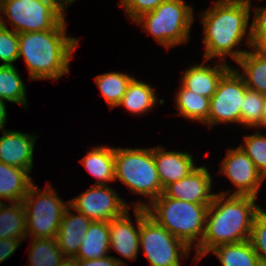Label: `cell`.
I'll return each mask as SVG.
<instances>
[{
    "instance_id": "6da1fadb",
    "label": "cell",
    "mask_w": 266,
    "mask_h": 266,
    "mask_svg": "<svg viewBox=\"0 0 266 266\" xmlns=\"http://www.w3.org/2000/svg\"><path fill=\"white\" fill-rule=\"evenodd\" d=\"M228 193L215 194L208 207L204 235L195 248L196 262L216 246L250 239L254 218L262 208L255 204L256 197L230 195L227 198Z\"/></svg>"
},
{
    "instance_id": "7a4b0ae2",
    "label": "cell",
    "mask_w": 266,
    "mask_h": 266,
    "mask_svg": "<svg viewBox=\"0 0 266 266\" xmlns=\"http://www.w3.org/2000/svg\"><path fill=\"white\" fill-rule=\"evenodd\" d=\"M250 0H218L213 7L204 10L202 23L204 27L203 43L205 47L204 62L228 55L237 62L246 50H234L247 33L246 45L251 47ZM248 29V30H247ZM248 31V32H247Z\"/></svg>"
},
{
    "instance_id": "3957f363",
    "label": "cell",
    "mask_w": 266,
    "mask_h": 266,
    "mask_svg": "<svg viewBox=\"0 0 266 266\" xmlns=\"http://www.w3.org/2000/svg\"><path fill=\"white\" fill-rule=\"evenodd\" d=\"M66 29L18 33L19 58L24 57L30 79L58 80L69 73V63L78 38L67 37Z\"/></svg>"
},
{
    "instance_id": "277c9868",
    "label": "cell",
    "mask_w": 266,
    "mask_h": 266,
    "mask_svg": "<svg viewBox=\"0 0 266 266\" xmlns=\"http://www.w3.org/2000/svg\"><path fill=\"white\" fill-rule=\"evenodd\" d=\"M209 205L172 199L162 193L151 203L139 201L135 206L133 204V208L145 207L151 218L189 248L197 241L194 245L196 248L204 235Z\"/></svg>"
},
{
    "instance_id": "5b68a950",
    "label": "cell",
    "mask_w": 266,
    "mask_h": 266,
    "mask_svg": "<svg viewBox=\"0 0 266 266\" xmlns=\"http://www.w3.org/2000/svg\"><path fill=\"white\" fill-rule=\"evenodd\" d=\"M193 20V7L184 0H164L153 11L142 14L133 22L143 24V29L158 44L170 49L189 41Z\"/></svg>"
},
{
    "instance_id": "8992f818",
    "label": "cell",
    "mask_w": 266,
    "mask_h": 266,
    "mask_svg": "<svg viewBox=\"0 0 266 266\" xmlns=\"http://www.w3.org/2000/svg\"><path fill=\"white\" fill-rule=\"evenodd\" d=\"M115 181L119 179L133 194L148 196L150 203L163 193L153 148H114Z\"/></svg>"
},
{
    "instance_id": "52a82bcc",
    "label": "cell",
    "mask_w": 266,
    "mask_h": 266,
    "mask_svg": "<svg viewBox=\"0 0 266 266\" xmlns=\"http://www.w3.org/2000/svg\"><path fill=\"white\" fill-rule=\"evenodd\" d=\"M61 0H0L3 13L16 33L66 29Z\"/></svg>"
},
{
    "instance_id": "ba28073f",
    "label": "cell",
    "mask_w": 266,
    "mask_h": 266,
    "mask_svg": "<svg viewBox=\"0 0 266 266\" xmlns=\"http://www.w3.org/2000/svg\"><path fill=\"white\" fill-rule=\"evenodd\" d=\"M41 192L33 183L22 201L26 211V237L56 238L69 201L66 205L48 184Z\"/></svg>"
},
{
    "instance_id": "9c48e42d",
    "label": "cell",
    "mask_w": 266,
    "mask_h": 266,
    "mask_svg": "<svg viewBox=\"0 0 266 266\" xmlns=\"http://www.w3.org/2000/svg\"><path fill=\"white\" fill-rule=\"evenodd\" d=\"M139 246L151 266H180V256L188 258L191 251L182 240L159 225L148 213L142 217Z\"/></svg>"
},
{
    "instance_id": "30bf717a",
    "label": "cell",
    "mask_w": 266,
    "mask_h": 266,
    "mask_svg": "<svg viewBox=\"0 0 266 266\" xmlns=\"http://www.w3.org/2000/svg\"><path fill=\"white\" fill-rule=\"evenodd\" d=\"M247 89L240 72L230 68L210 98L208 120L204 124L212 127L217 123H240L241 106Z\"/></svg>"
},
{
    "instance_id": "8fae6325",
    "label": "cell",
    "mask_w": 266,
    "mask_h": 266,
    "mask_svg": "<svg viewBox=\"0 0 266 266\" xmlns=\"http://www.w3.org/2000/svg\"><path fill=\"white\" fill-rule=\"evenodd\" d=\"M75 212L93 221H110L122 216L130 207L112 187L93 185L87 191L70 200Z\"/></svg>"
},
{
    "instance_id": "7c38bea8",
    "label": "cell",
    "mask_w": 266,
    "mask_h": 266,
    "mask_svg": "<svg viewBox=\"0 0 266 266\" xmlns=\"http://www.w3.org/2000/svg\"><path fill=\"white\" fill-rule=\"evenodd\" d=\"M221 167L222 174L224 173L230 182L237 187V190L231 195L257 197L265 178L240 146L236 149L227 150Z\"/></svg>"
},
{
    "instance_id": "4fadbf2b",
    "label": "cell",
    "mask_w": 266,
    "mask_h": 266,
    "mask_svg": "<svg viewBox=\"0 0 266 266\" xmlns=\"http://www.w3.org/2000/svg\"><path fill=\"white\" fill-rule=\"evenodd\" d=\"M212 177L205 166L196 167L184 178L170 183L163 190L166 197L197 204H211Z\"/></svg>"
},
{
    "instance_id": "5bb4252c",
    "label": "cell",
    "mask_w": 266,
    "mask_h": 266,
    "mask_svg": "<svg viewBox=\"0 0 266 266\" xmlns=\"http://www.w3.org/2000/svg\"><path fill=\"white\" fill-rule=\"evenodd\" d=\"M137 227L130 219L127 210L122 216L109 221L110 249L112 248L129 260L137 258L140 249V227L142 217L147 213L145 207H134Z\"/></svg>"
},
{
    "instance_id": "9a60e30c",
    "label": "cell",
    "mask_w": 266,
    "mask_h": 266,
    "mask_svg": "<svg viewBox=\"0 0 266 266\" xmlns=\"http://www.w3.org/2000/svg\"><path fill=\"white\" fill-rule=\"evenodd\" d=\"M2 132L0 162L25 169L30 173L33 168L34 143L37 136L4 129Z\"/></svg>"
},
{
    "instance_id": "2e32d148",
    "label": "cell",
    "mask_w": 266,
    "mask_h": 266,
    "mask_svg": "<svg viewBox=\"0 0 266 266\" xmlns=\"http://www.w3.org/2000/svg\"><path fill=\"white\" fill-rule=\"evenodd\" d=\"M153 156L163 189L170 183L184 178L196 168L192 154L188 152L166 151L159 146L153 147Z\"/></svg>"
},
{
    "instance_id": "e0dca14e",
    "label": "cell",
    "mask_w": 266,
    "mask_h": 266,
    "mask_svg": "<svg viewBox=\"0 0 266 266\" xmlns=\"http://www.w3.org/2000/svg\"><path fill=\"white\" fill-rule=\"evenodd\" d=\"M68 206L56 235L58 248L65 257H74L92 221L84 214H73Z\"/></svg>"
},
{
    "instance_id": "ac0fdd59",
    "label": "cell",
    "mask_w": 266,
    "mask_h": 266,
    "mask_svg": "<svg viewBox=\"0 0 266 266\" xmlns=\"http://www.w3.org/2000/svg\"><path fill=\"white\" fill-rule=\"evenodd\" d=\"M215 67L209 65L196 64L183 72L182 85L197 94L208 97L209 99L217 90V86L222 76L230 69L231 66L226 62L220 61Z\"/></svg>"
},
{
    "instance_id": "d6986e66",
    "label": "cell",
    "mask_w": 266,
    "mask_h": 266,
    "mask_svg": "<svg viewBox=\"0 0 266 266\" xmlns=\"http://www.w3.org/2000/svg\"><path fill=\"white\" fill-rule=\"evenodd\" d=\"M33 184L29 172L0 162V202H21Z\"/></svg>"
},
{
    "instance_id": "ffe728a7",
    "label": "cell",
    "mask_w": 266,
    "mask_h": 266,
    "mask_svg": "<svg viewBox=\"0 0 266 266\" xmlns=\"http://www.w3.org/2000/svg\"><path fill=\"white\" fill-rule=\"evenodd\" d=\"M110 230L108 221H93L82 240L77 254V260L98 259L108 256L110 252Z\"/></svg>"
},
{
    "instance_id": "44dd1931",
    "label": "cell",
    "mask_w": 266,
    "mask_h": 266,
    "mask_svg": "<svg viewBox=\"0 0 266 266\" xmlns=\"http://www.w3.org/2000/svg\"><path fill=\"white\" fill-rule=\"evenodd\" d=\"M236 63L243 69L246 87L266 95V51H246Z\"/></svg>"
},
{
    "instance_id": "7402d4cb",
    "label": "cell",
    "mask_w": 266,
    "mask_h": 266,
    "mask_svg": "<svg viewBox=\"0 0 266 266\" xmlns=\"http://www.w3.org/2000/svg\"><path fill=\"white\" fill-rule=\"evenodd\" d=\"M81 163L96 178L97 182L94 185L106 186L109 181H115L114 148L106 146L93 147L81 159Z\"/></svg>"
},
{
    "instance_id": "603a6c76",
    "label": "cell",
    "mask_w": 266,
    "mask_h": 266,
    "mask_svg": "<svg viewBox=\"0 0 266 266\" xmlns=\"http://www.w3.org/2000/svg\"><path fill=\"white\" fill-rule=\"evenodd\" d=\"M154 88L149 84L133 78L122 97L119 106H123L132 114H143L151 110L158 101Z\"/></svg>"
},
{
    "instance_id": "cb8c5ba5",
    "label": "cell",
    "mask_w": 266,
    "mask_h": 266,
    "mask_svg": "<svg viewBox=\"0 0 266 266\" xmlns=\"http://www.w3.org/2000/svg\"><path fill=\"white\" fill-rule=\"evenodd\" d=\"M26 239V211L23 202L0 203V239Z\"/></svg>"
},
{
    "instance_id": "d4e9b609",
    "label": "cell",
    "mask_w": 266,
    "mask_h": 266,
    "mask_svg": "<svg viewBox=\"0 0 266 266\" xmlns=\"http://www.w3.org/2000/svg\"><path fill=\"white\" fill-rule=\"evenodd\" d=\"M214 253L222 266H257L259 258L250 240L216 246Z\"/></svg>"
},
{
    "instance_id": "484cf974",
    "label": "cell",
    "mask_w": 266,
    "mask_h": 266,
    "mask_svg": "<svg viewBox=\"0 0 266 266\" xmlns=\"http://www.w3.org/2000/svg\"><path fill=\"white\" fill-rule=\"evenodd\" d=\"M175 102L182 115L203 124L208 120L210 99L186 89L182 84L175 96Z\"/></svg>"
},
{
    "instance_id": "4316f807",
    "label": "cell",
    "mask_w": 266,
    "mask_h": 266,
    "mask_svg": "<svg viewBox=\"0 0 266 266\" xmlns=\"http://www.w3.org/2000/svg\"><path fill=\"white\" fill-rule=\"evenodd\" d=\"M0 100L26 107V87L14 65H0Z\"/></svg>"
},
{
    "instance_id": "83f0119b",
    "label": "cell",
    "mask_w": 266,
    "mask_h": 266,
    "mask_svg": "<svg viewBox=\"0 0 266 266\" xmlns=\"http://www.w3.org/2000/svg\"><path fill=\"white\" fill-rule=\"evenodd\" d=\"M134 77L119 72H110L95 77V82L109 107L119 106L128 85Z\"/></svg>"
},
{
    "instance_id": "f1b7e54d",
    "label": "cell",
    "mask_w": 266,
    "mask_h": 266,
    "mask_svg": "<svg viewBox=\"0 0 266 266\" xmlns=\"http://www.w3.org/2000/svg\"><path fill=\"white\" fill-rule=\"evenodd\" d=\"M29 266H60L66 258L58 248L56 238H32Z\"/></svg>"
},
{
    "instance_id": "f546056e",
    "label": "cell",
    "mask_w": 266,
    "mask_h": 266,
    "mask_svg": "<svg viewBox=\"0 0 266 266\" xmlns=\"http://www.w3.org/2000/svg\"><path fill=\"white\" fill-rule=\"evenodd\" d=\"M264 109V95L247 89L241 106L240 123L246 127H261Z\"/></svg>"
},
{
    "instance_id": "4dcf8cb0",
    "label": "cell",
    "mask_w": 266,
    "mask_h": 266,
    "mask_svg": "<svg viewBox=\"0 0 266 266\" xmlns=\"http://www.w3.org/2000/svg\"><path fill=\"white\" fill-rule=\"evenodd\" d=\"M244 144L239 146L253 161L262 176L266 178V135H261L256 131L255 134L244 137Z\"/></svg>"
},
{
    "instance_id": "1f68e13d",
    "label": "cell",
    "mask_w": 266,
    "mask_h": 266,
    "mask_svg": "<svg viewBox=\"0 0 266 266\" xmlns=\"http://www.w3.org/2000/svg\"><path fill=\"white\" fill-rule=\"evenodd\" d=\"M3 16H0V60L1 65H14L19 59V39L18 33L7 28L3 21Z\"/></svg>"
},
{
    "instance_id": "d6a6232c",
    "label": "cell",
    "mask_w": 266,
    "mask_h": 266,
    "mask_svg": "<svg viewBox=\"0 0 266 266\" xmlns=\"http://www.w3.org/2000/svg\"><path fill=\"white\" fill-rule=\"evenodd\" d=\"M249 240L259 260L266 262V211L263 209L254 218Z\"/></svg>"
},
{
    "instance_id": "836d02e7",
    "label": "cell",
    "mask_w": 266,
    "mask_h": 266,
    "mask_svg": "<svg viewBox=\"0 0 266 266\" xmlns=\"http://www.w3.org/2000/svg\"><path fill=\"white\" fill-rule=\"evenodd\" d=\"M254 19L251 23V48L266 51V6L255 8Z\"/></svg>"
},
{
    "instance_id": "e575fe53",
    "label": "cell",
    "mask_w": 266,
    "mask_h": 266,
    "mask_svg": "<svg viewBox=\"0 0 266 266\" xmlns=\"http://www.w3.org/2000/svg\"><path fill=\"white\" fill-rule=\"evenodd\" d=\"M118 6L124 7L128 18L132 22L144 13L153 11L164 0H120Z\"/></svg>"
},
{
    "instance_id": "d590c367",
    "label": "cell",
    "mask_w": 266,
    "mask_h": 266,
    "mask_svg": "<svg viewBox=\"0 0 266 266\" xmlns=\"http://www.w3.org/2000/svg\"><path fill=\"white\" fill-rule=\"evenodd\" d=\"M22 239L4 238L0 239V263L4 262L14 254Z\"/></svg>"
},
{
    "instance_id": "8d00e7d4",
    "label": "cell",
    "mask_w": 266,
    "mask_h": 266,
    "mask_svg": "<svg viewBox=\"0 0 266 266\" xmlns=\"http://www.w3.org/2000/svg\"><path fill=\"white\" fill-rule=\"evenodd\" d=\"M80 266H125L120 258L104 256L98 259L78 260Z\"/></svg>"
},
{
    "instance_id": "74e56055",
    "label": "cell",
    "mask_w": 266,
    "mask_h": 266,
    "mask_svg": "<svg viewBox=\"0 0 266 266\" xmlns=\"http://www.w3.org/2000/svg\"><path fill=\"white\" fill-rule=\"evenodd\" d=\"M7 111L6 105L3 100H0V130L4 129L5 123L7 121Z\"/></svg>"
},
{
    "instance_id": "f35d334b",
    "label": "cell",
    "mask_w": 266,
    "mask_h": 266,
    "mask_svg": "<svg viewBox=\"0 0 266 266\" xmlns=\"http://www.w3.org/2000/svg\"><path fill=\"white\" fill-rule=\"evenodd\" d=\"M60 266H80L79 262L77 259L72 258V257H66L62 263L60 264Z\"/></svg>"
},
{
    "instance_id": "ab89813d",
    "label": "cell",
    "mask_w": 266,
    "mask_h": 266,
    "mask_svg": "<svg viewBox=\"0 0 266 266\" xmlns=\"http://www.w3.org/2000/svg\"><path fill=\"white\" fill-rule=\"evenodd\" d=\"M266 128V95H264V109H263V118L261 121V128Z\"/></svg>"
},
{
    "instance_id": "60d3db41",
    "label": "cell",
    "mask_w": 266,
    "mask_h": 266,
    "mask_svg": "<svg viewBox=\"0 0 266 266\" xmlns=\"http://www.w3.org/2000/svg\"><path fill=\"white\" fill-rule=\"evenodd\" d=\"M75 0H61L62 6L64 8V10H66L67 5L73 3Z\"/></svg>"
},
{
    "instance_id": "b9f144b4",
    "label": "cell",
    "mask_w": 266,
    "mask_h": 266,
    "mask_svg": "<svg viewBox=\"0 0 266 266\" xmlns=\"http://www.w3.org/2000/svg\"><path fill=\"white\" fill-rule=\"evenodd\" d=\"M257 266H266V262L259 260V263Z\"/></svg>"
}]
</instances>
